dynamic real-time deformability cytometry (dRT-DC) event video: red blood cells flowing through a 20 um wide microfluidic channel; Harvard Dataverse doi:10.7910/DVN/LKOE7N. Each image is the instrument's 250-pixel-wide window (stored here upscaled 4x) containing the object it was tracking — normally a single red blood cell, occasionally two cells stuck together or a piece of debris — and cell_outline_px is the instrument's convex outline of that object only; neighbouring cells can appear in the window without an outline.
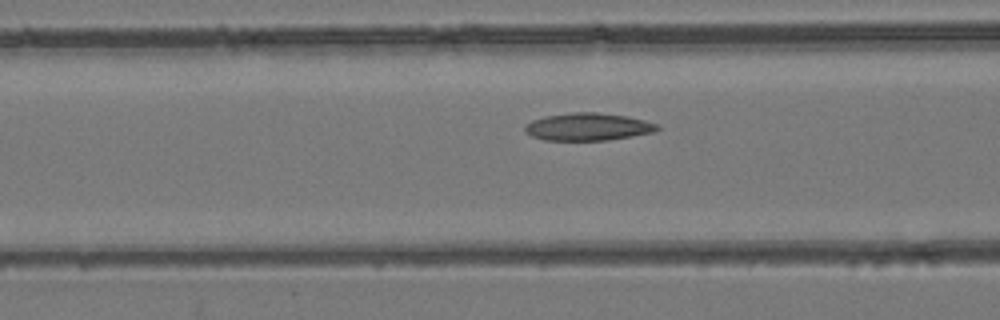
{"species": "common noctule bat (a hibernating species)", "species_latin": "Nyctalus noctula", "temperature_condition": "room temperature", "stored_images_in_passage": 31, "camera_frame_rate_fps": 3000, "um_per_image_px": 0.085, "animal": {"sex": "female", "body_mass_g": 24.6, "forearm_length_mm": 56.2}, "frame": {"image": 1, "passage_image": 11, "time_ms": 3.333, "image_size_px": [1000, 320], "cell_outline_px": [[660, 128], [652, 132], [632, 136], [608, 140], [544, 140], [532, 136], [524, 132], [524, 124], [532, 120], [544, 116], [572, 112], [596, 112], [628, 116], [660, 124]], "centroid_in_image_um": [49.95, 10.77], "position_along_channel_um": 116.6, "area_um2": 21.39}}
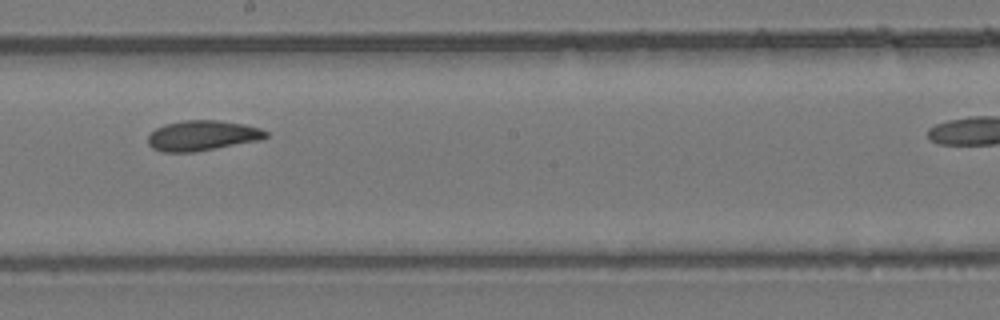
{"frame": {"image": 2, "passage_image": 19, "time_ms": 6.0, "image_size_px": [1000, 320], "cell_outline_px": [[268, 136], [260, 140], [196, 152], [160, 152], [152, 148], [148, 144], [148, 136], [156, 128], [164, 124], [184, 120], [216, 120], [244, 124], [260, 128], [268, 132]], "centroid_in_image_um": [17.18, 11.53], "position_along_channel_um": 231.0, "area_um2": 20.87}}
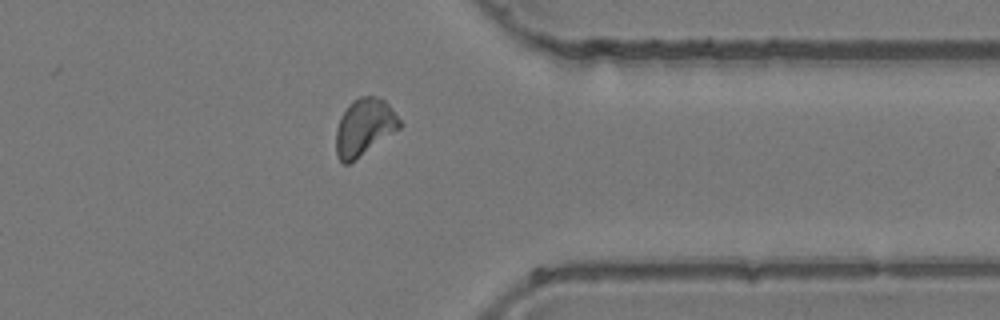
{"frame": {"image": 3, "passage_image": 30, "time_ms": 9.667, "image_size_px": [1000, 320], "cell_outline_px": [[400, 128], [348, 164], [344, 164], [336, 156], [336, 128], [340, 116], [348, 104], [352, 100], [360, 96], [376, 96], [384, 100], [388, 104], [400, 120]], "centroid_in_image_um": [30.93, 10.78], "position_along_channel_um": 380.5, "area_um2": 20.92}}